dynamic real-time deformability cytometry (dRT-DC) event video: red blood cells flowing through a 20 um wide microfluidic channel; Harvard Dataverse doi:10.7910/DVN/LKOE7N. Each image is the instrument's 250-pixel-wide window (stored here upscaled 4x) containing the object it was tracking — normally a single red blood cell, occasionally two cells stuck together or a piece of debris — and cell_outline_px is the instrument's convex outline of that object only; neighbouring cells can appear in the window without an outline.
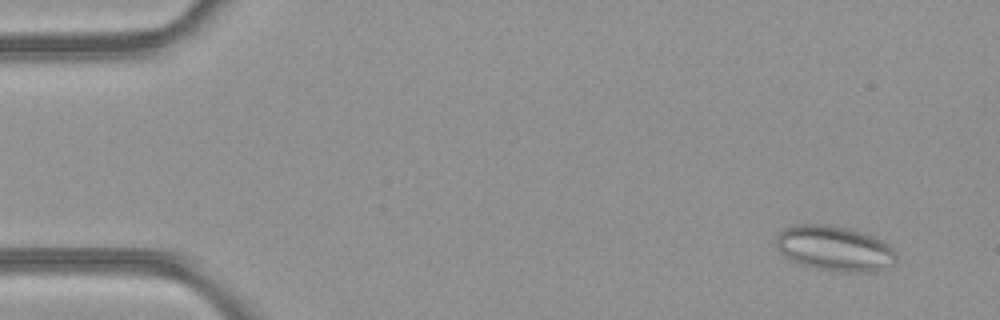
{"species": "common noctule bat (a hibernating species)", "species_latin": "Nyctalus noctula", "temperature_condition": "room temperature", "stored_images_in_passage": 48, "camera_frame_rate_fps": 3000, "um_per_image_px": 0.085, "animal": {"sex": "female", "body_mass_g": 21.9}, "frame": {"image": 1, "passage_image": 3, "time_ms": 0.667, "image_size_px": [1000, 320], "cell_outline_px": [[896, 264], [876, 272], [840, 272], [816, 268], [800, 264], [784, 256], [776, 248], [776, 236], [784, 228], [792, 224], [828, 224], [848, 228], [876, 236], [884, 240], [892, 248], [896, 256]], "centroid_in_image_um": [70.96, 21.11], "position_along_channel_um": 14.0, "area_um2": 32.19}}
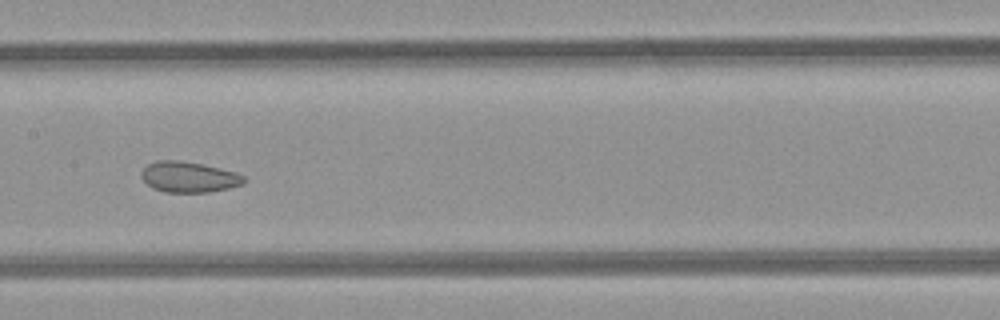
{"frame": {"image": 2, "passage_image": 24, "time_ms": 7.667, "image_size_px": [1000, 320], "cell_outline_px": [[248, 180], [244, 184], [228, 188], [208, 192], [164, 192], [152, 188], [140, 176], [140, 172], [148, 164], [156, 160], [180, 160], [200, 164], [236, 172], [244, 176]], "centroid_in_image_um": [16.05, 15.05], "position_along_channel_um": 191.4, "area_um2": 18.38}}
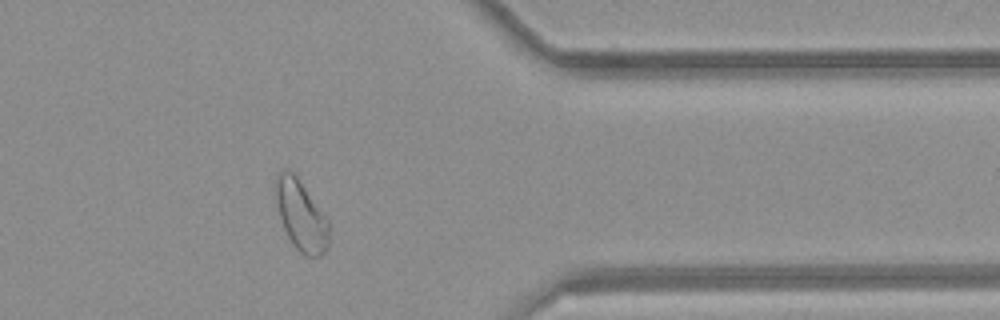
{"frame": {"image": 3, "passage_image": 39, "time_ms": 12.667, "image_size_px": [1000, 320], "cell_outline_px": [[328, 248], [320, 256], [308, 256], [300, 252], [292, 244], [284, 228], [280, 216], [276, 200], [276, 176], [280, 168], [288, 168], [296, 176], [328, 220]], "centroid_in_image_um": [25.57, 18.3], "position_along_channel_um": 385.8, "area_um2": 21.44}, "authors_computed_cell_mechanics": {"area_um2": 22.6287, "velocity_mm_per_s": 4.2392, "shape_relaxation_time_tau1_ms": null, "shape_relaxation_time_tau2_ms": 1.7811, "deformation_change_tau1": null, "deformation_change_tau2": 0.0607}}